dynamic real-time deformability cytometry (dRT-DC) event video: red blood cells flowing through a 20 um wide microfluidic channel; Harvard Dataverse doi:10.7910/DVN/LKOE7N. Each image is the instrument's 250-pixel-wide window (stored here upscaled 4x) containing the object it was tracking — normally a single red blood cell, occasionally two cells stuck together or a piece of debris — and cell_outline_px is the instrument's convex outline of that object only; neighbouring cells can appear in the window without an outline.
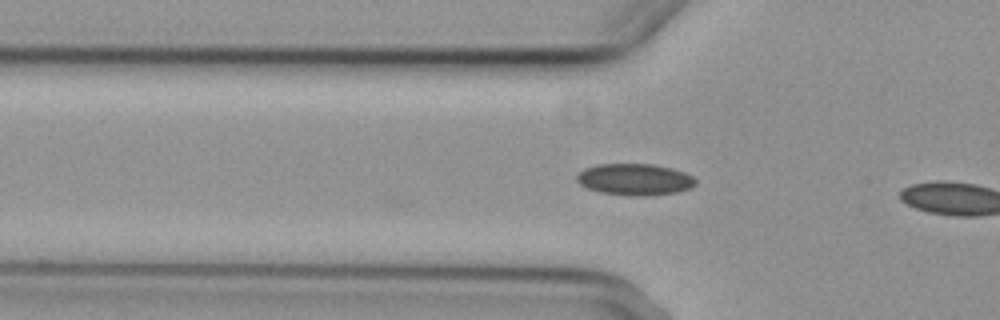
{"species": "common noctule bat (a hibernating species)", "species_latin": "Nyctalus noctula", "temperature_condition": "cold", "stored_images_in_passage": 4, "camera_frame_rate_fps": 3000, "um_per_image_px": 0.085, "animal": {"sex": "female", "body_mass_g": 29.2, "forearm_length_mm": 56.3}, "frame": {"image": 1, "passage_image": 3, "time_ms": 2.333, "image_size_px": [1000, 320], "cell_outline_px": [[696, 184], [692, 188], [676, 192], [648, 196], [628, 196], [600, 192], [588, 188], [580, 184], [576, 180], [576, 176], [584, 168], [596, 164], [652, 164], [672, 168], [684, 172], [692, 176], [696, 180]], "centroid_in_image_um": [53.96, 15.25], "position_along_channel_um": 71.8, "area_um2": 22.02}}